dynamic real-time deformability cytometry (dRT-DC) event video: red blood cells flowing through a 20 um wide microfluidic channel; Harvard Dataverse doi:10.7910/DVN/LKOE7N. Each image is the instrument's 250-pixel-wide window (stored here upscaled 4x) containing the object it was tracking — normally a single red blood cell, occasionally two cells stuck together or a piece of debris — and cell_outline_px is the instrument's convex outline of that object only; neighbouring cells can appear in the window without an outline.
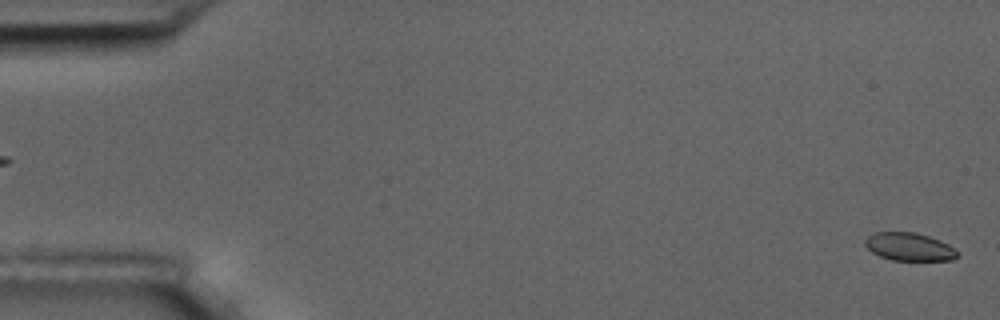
{"species": "common noctule bat (a hibernating species)", "species_latin": "Nyctalus noctula", "temperature_condition": "room temperature", "stored_images_in_passage": 5, "segment_of_instrument_passage": [2, 2], "camera_frame_rate_fps": 3000, "um_per_image_px": 0.085, "animal": {"sex": "male", "body_mass_g": 17.5, "forearm_length_mm": 52.3}, "frame": {"image": 1, "passage_image": 5, "time_ms": 4.667, "image_size_px": [1000, 320], "cell_outline_px": [[960, 256], [952, 260], [892, 260], [880, 256], [872, 252], [864, 244], [864, 240], [868, 236], [876, 232], [916, 232], [940, 240], [948, 244], [960, 252]], "centroid_in_image_um": [77.32, 20.98], "position_along_channel_um": 7.7, "area_um2": 15.14}}